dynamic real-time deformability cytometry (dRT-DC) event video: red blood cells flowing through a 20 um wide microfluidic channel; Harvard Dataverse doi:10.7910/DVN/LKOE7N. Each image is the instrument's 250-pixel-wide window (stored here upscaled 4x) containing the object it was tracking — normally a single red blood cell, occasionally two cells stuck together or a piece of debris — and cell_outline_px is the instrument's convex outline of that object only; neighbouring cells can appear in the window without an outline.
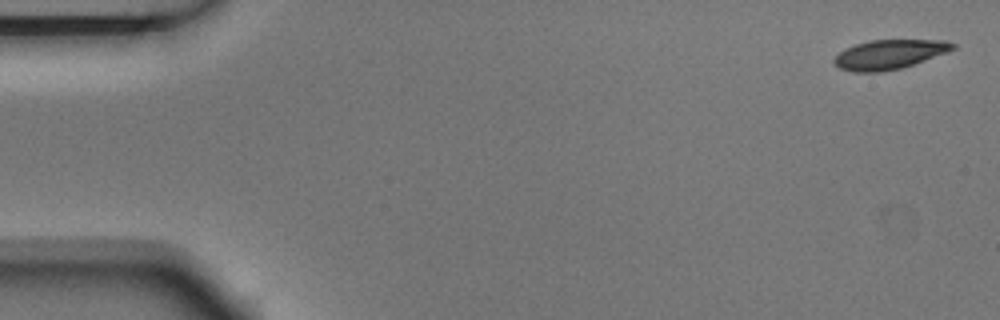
{"species": "Egyptian fruit bat (a non-hibernating species)", "species_latin": "Rousettus aegyptiacus", "temperature_condition": "room temperature", "stored_images_in_passage": 5, "camera_frame_rate_fps": 3000, "um_per_image_px": 0.085, "animal": {"sex": "male"}, "frame": {"image": 1, "passage_image": 1, "time_ms": 0.0, "image_size_px": [1000, 320], "cell_outline_px": [[956, 48], [948, 52], [900, 68], [880, 72], [852, 72], [840, 68], [832, 60], [844, 48], [868, 40], [948, 40], [956, 44]], "centroid_in_image_um": [75.6, 4.61], "position_along_channel_um": 9.4, "area_um2": 20.29}}
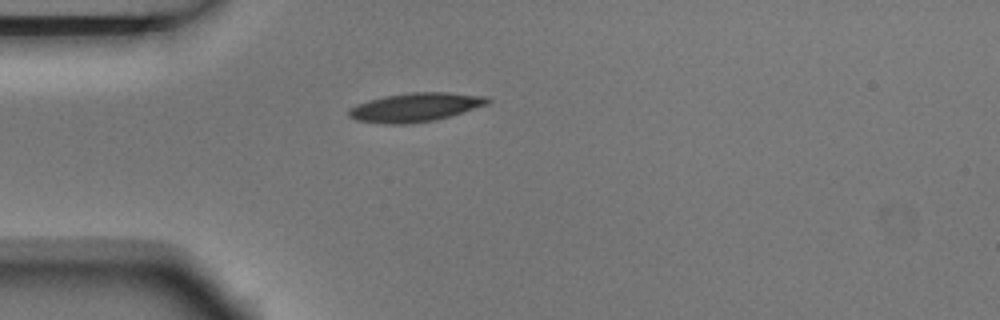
{"frame": {"image": 2, "passage_image": 4, "time_ms": 1.0, "image_size_px": [1000, 320], "cell_outline_px": [[492, 100], [488, 104], [436, 120], [408, 124], [384, 124], [356, 120], [348, 116], [348, 112], [352, 108], [360, 104], [384, 96], [412, 92], [448, 92], [488, 96]], "centroid_in_image_um": [35.36, 9.12], "position_along_channel_um": 49.6, "area_um2": 23.12}}